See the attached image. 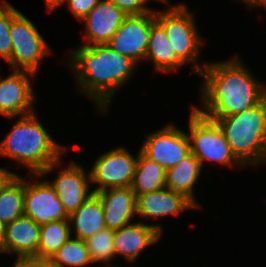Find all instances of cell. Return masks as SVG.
I'll list each match as a JSON object with an SVG mask.
<instances>
[{
	"label": "cell",
	"mask_w": 266,
	"mask_h": 267,
	"mask_svg": "<svg viewBox=\"0 0 266 267\" xmlns=\"http://www.w3.org/2000/svg\"><path fill=\"white\" fill-rule=\"evenodd\" d=\"M201 105L194 107L209 120L239 114L266 97V86L234 56L228 61L207 62L202 72Z\"/></svg>",
	"instance_id": "obj_1"
},
{
	"label": "cell",
	"mask_w": 266,
	"mask_h": 267,
	"mask_svg": "<svg viewBox=\"0 0 266 267\" xmlns=\"http://www.w3.org/2000/svg\"><path fill=\"white\" fill-rule=\"evenodd\" d=\"M71 53L68 67L75 74L80 93L88 95L105 114L115 92L132 78L137 64L108 44L80 45Z\"/></svg>",
	"instance_id": "obj_2"
},
{
	"label": "cell",
	"mask_w": 266,
	"mask_h": 267,
	"mask_svg": "<svg viewBox=\"0 0 266 267\" xmlns=\"http://www.w3.org/2000/svg\"><path fill=\"white\" fill-rule=\"evenodd\" d=\"M64 151V146L51 138L35 112L19 116L0 143V156L18 161L36 177L45 176L61 165Z\"/></svg>",
	"instance_id": "obj_3"
},
{
	"label": "cell",
	"mask_w": 266,
	"mask_h": 267,
	"mask_svg": "<svg viewBox=\"0 0 266 267\" xmlns=\"http://www.w3.org/2000/svg\"><path fill=\"white\" fill-rule=\"evenodd\" d=\"M215 122L243 166L266 163V97L250 109Z\"/></svg>",
	"instance_id": "obj_4"
},
{
	"label": "cell",
	"mask_w": 266,
	"mask_h": 267,
	"mask_svg": "<svg viewBox=\"0 0 266 267\" xmlns=\"http://www.w3.org/2000/svg\"><path fill=\"white\" fill-rule=\"evenodd\" d=\"M194 18L193 12L183 3L155 12V20L164 28L177 57L184 64L195 62L192 73L199 75L207 62L202 67L197 64L204 40L197 30Z\"/></svg>",
	"instance_id": "obj_5"
},
{
	"label": "cell",
	"mask_w": 266,
	"mask_h": 267,
	"mask_svg": "<svg viewBox=\"0 0 266 267\" xmlns=\"http://www.w3.org/2000/svg\"><path fill=\"white\" fill-rule=\"evenodd\" d=\"M189 131L190 152L199 160L202 168L204 161L244 167L232 154L219 125L201 115L194 106L189 116Z\"/></svg>",
	"instance_id": "obj_6"
},
{
	"label": "cell",
	"mask_w": 266,
	"mask_h": 267,
	"mask_svg": "<svg viewBox=\"0 0 266 267\" xmlns=\"http://www.w3.org/2000/svg\"><path fill=\"white\" fill-rule=\"evenodd\" d=\"M10 39L12 54L8 63L11 72L14 69L37 74L40 62L52 50L33 22L21 12L11 21Z\"/></svg>",
	"instance_id": "obj_7"
},
{
	"label": "cell",
	"mask_w": 266,
	"mask_h": 267,
	"mask_svg": "<svg viewBox=\"0 0 266 267\" xmlns=\"http://www.w3.org/2000/svg\"><path fill=\"white\" fill-rule=\"evenodd\" d=\"M138 154L134 157L125 147H117L96 159L90 172L93 192L110 188L131 187Z\"/></svg>",
	"instance_id": "obj_8"
},
{
	"label": "cell",
	"mask_w": 266,
	"mask_h": 267,
	"mask_svg": "<svg viewBox=\"0 0 266 267\" xmlns=\"http://www.w3.org/2000/svg\"><path fill=\"white\" fill-rule=\"evenodd\" d=\"M140 151L163 166L166 170L177 165L190 153V142L186 132L169 124L161 130L146 135Z\"/></svg>",
	"instance_id": "obj_9"
},
{
	"label": "cell",
	"mask_w": 266,
	"mask_h": 267,
	"mask_svg": "<svg viewBox=\"0 0 266 267\" xmlns=\"http://www.w3.org/2000/svg\"><path fill=\"white\" fill-rule=\"evenodd\" d=\"M155 21V12L126 16L107 44L138 64L140 59H145L151 25Z\"/></svg>",
	"instance_id": "obj_10"
},
{
	"label": "cell",
	"mask_w": 266,
	"mask_h": 267,
	"mask_svg": "<svg viewBox=\"0 0 266 267\" xmlns=\"http://www.w3.org/2000/svg\"><path fill=\"white\" fill-rule=\"evenodd\" d=\"M36 75L30 71L15 70L0 79V115L13 119L34 113L33 105L37 98L32 90L31 79Z\"/></svg>",
	"instance_id": "obj_11"
},
{
	"label": "cell",
	"mask_w": 266,
	"mask_h": 267,
	"mask_svg": "<svg viewBox=\"0 0 266 267\" xmlns=\"http://www.w3.org/2000/svg\"><path fill=\"white\" fill-rule=\"evenodd\" d=\"M31 182L25 180L24 215L40 226L67 220L68 215L49 181Z\"/></svg>",
	"instance_id": "obj_12"
},
{
	"label": "cell",
	"mask_w": 266,
	"mask_h": 267,
	"mask_svg": "<svg viewBox=\"0 0 266 267\" xmlns=\"http://www.w3.org/2000/svg\"><path fill=\"white\" fill-rule=\"evenodd\" d=\"M84 169L72 161L58 173L57 178L49 182L58 194L68 216L94 194L93 190L90 189V172L87 174Z\"/></svg>",
	"instance_id": "obj_13"
},
{
	"label": "cell",
	"mask_w": 266,
	"mask_h": 267,
	"mask_svg": "<svg viewBox=\"0 0 266 267\" xmlns=\"http://www.w3.org/2000/svg\"><path fill=\"white\" fill-rule=\"evenodd\" d=\"M145 221L131 223L114 230V252L127 261L135 263L148 246L161 239L163 232L160 224H144Z\"/></svg>",
	"instance_id": "obj_14"
},
{
	"label": "cell",
	"mask_w": 266,
	"mask_h": 267,
	"mask_svg": "<svg viewBox=\"0 0 266 267\" xmlns=\"http://www.w3.org/2000/svg\"><path fill=\"white\" fill-rule=\"evenodd\" d=\"M126 17L125 13L110 0L99 3L81 21L85 22L84 46L107 44Z\"/></svg>",
	"instance_id": "obj_15"
},
{
	"label": "cell",
	"mask_w": 266,
	"mask_h": 267,
	"mask_svg": "<svg viewBox=\"0 0 266 267\" xmlns=\"http://www.w3.org/2000/svg\"><path fill=\"white\" fill-rule=\"evenodd\" d=\"M95 194L102 203L107 228L120 229L137 216V196L131 187L110 188Z\"/></svg>",
	"instance_id": "obj_16"
},
{
	"label": "cell",
	"mask_w": 266,
	"mask_h": 267,
	"mask_svg": "<svg viewBox=\"0 0 266 267\" xmlns=\"http://www.w3.org/2000/svg\"><path fill=\"white\" fill-rule=\"evenodd\" d=\"M137 215L142 218H160L166 215H179L187 209L199 208L186 195L163 188L137 196Z\"/></svg>",
	"instance_id": "obj_17"
},
{
	"label": "cell",
	"mask_w": 266,
	"mask_h": 267,
	"mask_svg": "<svg viewBox=\"0 0 266 267\" xmlns=\"http://www.w3.org/2000/svg\"><path fill=\"white\" fill-rule=\"evenodd\" d=\"M40 229V225L25 215L6 224L3 253L12 252L17 258H35L40 241Z\"/></svg>",
	"instance_id": "obj_18"
},
{
	"label": "cell",
	"mask_w": 266,
	"mask_h": 267,
	"mask_svg": "<svg viewBox=\"0 0 266 267\" xmlns=\"http://www.w3.org/2000/svg\"><path fill=\"white\" fill-rule=\"evenodd\" d=\"M68 220L71 234L73 232L74 238L81 240L88 239L106 227L102 203L95 193L70 214Z\"/></svg>",
	"instance_id": "obj_19"
},
{
	"label": "cell",
	"mask_w": 266,
	"mask_h": 267,
	"mask_svg": "<svg viewBox=\"0 0 266 267\" xmlns=\"http://www.w3.org/2000/svg\"><path fill=\"white\" fill-rule=\"evenodd\" d=\"M145 60H152L155 72H175L185 65L175 54L164 28L157 21L151 25Z\"/></svg>",
	"instance_id": "obj_20"
},
{
	"label": "cell",
	"mask_w": 266,
	"mask_h": 267,
	"mask_svg": "<svg viewBox=\"0 0 266 267\" xmlns=\"http://www.w3.org/2000/svg\"><path fill=\"white\" fill-rule=\"evenodd\" d=\"M201 171L199 160L190 152L177 165L166 170L165 187L186 195L199 207L194 194V184L199 179Z\"/></svg>",
	"instance_id": "obj_21"
},
{
	"label": "cell",
	"mask_w": 266,
	"mask_h": 267,
	"mask_svg": "<svg viewBox=\"0 0 266 267\" xmlns=\"http://www.w3.org/2000/svg\"><path fill=\"white\" fill-rule=\"evenodd\" d=\"M165 182L166 169L139 151L131 184L136 196L161 190Z\"/></svg>",
	"instance_id": "obj_22"
},
{
	"label": "cell",
	"mask_w": 266,
	"mask_h": 267,
	"mask_svg": "<svg viewBox=\"0 0 266 267\" xmlns=\"http://www.w3.org/2000/svg\"><path fill=\"white\" fill-rule=\"evenodd\" d=\"M25 179L14 174L0 190V220L6 225L24 215Z\"/></svg>",
	"instance_id": "obj_23"
},
{
	"label": "cell",
	"mask_w": 266,
	"mask_h": 267,
	"mask_svg": "<svg viewBox=\"0 0 266 267\" xmlns=\"http://www.w3.org/2000/svg\"><path fill=\"white\" fill-rule=\"evenodd\" d=\"M71 236L68 219L41 225L40 241L35 258L49 261Z\"/></svg>",
	"instance_id": "obj_24"
},
{
	"label": "cell",
	"mask_w": 266,
	"mask_h": 267,
	"mask_svg": "<svg viewBox=\"0 0 266 267\" xmlns=\"http://www.w3.org/2000/svg\"><path fill=\"white\" fill-rule=\"evenodd\" d=\"M49 261L58 267H85L92 263L85 240L72 237Z\"/></svg>",
	"instance_id": "obj_25"
},
{
	"label": "cell",
	"mask_w": 266,
	"mask_h": 267,
	"mask_svg": "<svg viewBox=\"0 0 266 267\" xmlns=\"http://www.w3.org/2000/svg\"><path fill=\"white\" fill-rule=\"evenodd\" d=\"M92 263L103 262L112 267L111 261L115 258L114 230L107 227L85 240ZM114 267V266H113Z\"/></svg>",
	"instance_id": "obj_26"
},
{
	"label": "cell",
	"mask_w": 266,
	"mask_h": 267,
	"mask_svg": "<svg viewBox=\"0 0 266 267\" xmlns=\"http://www.w3.org/2000/svg\"><path fill=\"white\" fill-rule=\"evenodd\" d=\"M20 13L10 2L0 1V55L9 61L12 54L11 21Z\"/></svg>",
	"instance_id": "obj_27"
},
{
	"label": "cell",
	"mask_w": 266,
	"mask_h": 267,
	"mask_svg": "<svg viewBox=\"0 0 266 267\" xmlns=\"http://www.w3.org/2000/svg\"><path fill=\"white\" fill-rule=\"evenodd\" d=\"M119 9H121L126 16L129 15H140L148 12H156L152 8L147 7V2L151 0H110Z\"/></svg>",
	"instance_id": "obj_28"
},
{
	"label": "cell",
	"mask_w": 266,
	"mask_h": 267,
	"mask_svg": "<svg viewBox=\"0 0 266 267\" xmlns=\"http://www.w3.org/2000/svg\"><path fill=\"white\" fill-rule=\"evenodd\" d=\"M100 0H66L71 14L82 20L99 3Z\"/></svg>",
	"instance_id": "obj_29"
},
{
	"label": "cell",
	"mask_w": 266,
	"mask_h": 267,
	"mask_svg": "<svg viewBox=\"0 0 266 267\" xmlns=\"http://www.w3.org/2000/svg\"><path fill=\"white\" fill-rule=\"evenodd\" d=\"M12 267H42V260L36 258H16Z\"/></svg>",
	"instance_id": "obj_30"
},
{
	"label": "cell",
	"mask_w": 266,
	"mask_h": 267,
	"mask_svg": "<svg viewBox=\"0 0 266 267\" xmlns=\"http://www.w3.org/2000/svg\"><path fill=\"white\" fill-rule=\"evenodd\" d=\"M14 174L16 173L0 167V190Z\"/></svg>",
	"instance_id": "obj_31"
},
{
	"label": "cell",
	"mask_w": 266,
	"mask_h": 267,
	"mask_svg": "<svg viewBox=\"0 0 266 267\" xmlns=\"http://www.w3.org/2000/svg\"><path fill=\"white\" fill-rule=\"evenodd\" d=\"M47 5L48 12H52L57 7L62 6L65 4L66 0H45Z\"/></svg>",
	"instance_id": "obj_32"
},
{
	"label": "cell",
	"mask_w": 266,
	"mask_h": 267,
	"mask_svg": "<svg viewBox=\"0 0 266 267\" xmlns=\"http://www.w3.org/2000/svg\"><path fill=\"white\" fill-rule=\"evenodd\" d=\"M5 226L6 225L0 220V253H3Z\"/></svg>",
	"instance_id": "obj_33"
},
{
	"label": "cell",
	"mask_w": 266,
	"mask_h": 267,
	"mask_svg": "<svg viewBox=\"0 0 266 267\" xmlns=\"http://www.w3.org/2000/svg\"><path fill=\"white\" fill-rule=\"evenodd\" d=\"M264 7L266 8V0H257V2L252 7Z\"/></svg>",
	"instance_id": "obj_34"
},
{
	"label": "cell",
	"mask_w": 266,
	"mask_h": 267,
	"mask_svg": "<svg viewBox=\"0 0 266 267\" xmlns=\"http://www.w3.org/2000/svg\"><path fill=\"white\" fill-rule=\"evenodd\" d=\"M243 3L247 4L249 9L251 10L252 6L257 2V0H241Z\"/></svg>",
	"instance_id": "obj_35"
},
{
	"label": "cell",
	"mask_w": 266,
	"mask_h": 267,
	"mask_svg": "<svg viewBox=\"0 0 266 267\" xmlns=\"http://www.w3.org/2000/svg\"><path fill=\"white\" fill-rule=\"evenodd\" d=\"M42 267H58V266L53 265L50 261L42 260Z\"/></svg>",
	"instance_id": "obj_36"
},
{
	"label": "cell",
	"mask_w": 266,
	"mask_h": 267,
	"mask_svg": "<svg viewBox=\"0 0 266 267\" xmlns=\"http://www.w3.org/2000/svg\"><path fill=\"white\" fill-rule=\"evenodd\" d=\"M161 3L163 2V4L165 3V4H167L168 5V3H169V0H159Z\"/></svg>",
	"instance_id": "obj_37"
}]
</instances>
